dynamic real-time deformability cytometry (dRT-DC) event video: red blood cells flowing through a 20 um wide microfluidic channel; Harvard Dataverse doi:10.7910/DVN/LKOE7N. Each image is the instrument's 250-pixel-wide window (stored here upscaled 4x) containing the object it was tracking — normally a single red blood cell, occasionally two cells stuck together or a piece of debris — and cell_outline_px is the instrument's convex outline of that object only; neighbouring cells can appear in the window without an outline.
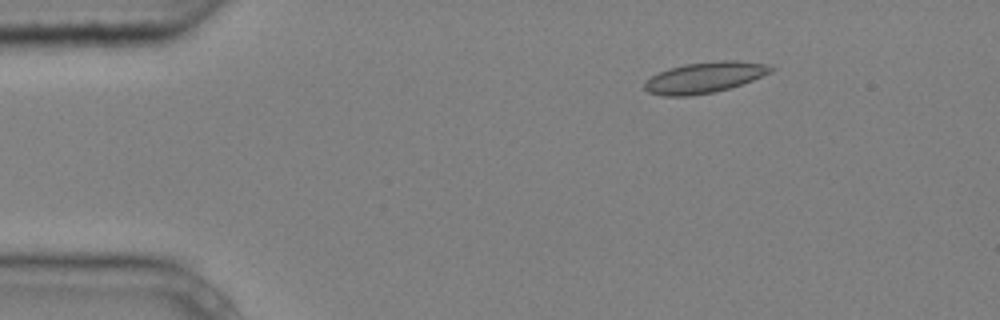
{"species": "common noctule bat (a hibernating species)", "species_latin": "Nyctalus noctula", "temperature_condition": "cold", "stored_images_in_passage": 5, "camera_frame_rate_fps": 3000, "um_per_image_px": 0.085, "animal": {"sex": "male", "body_mass_g": 20.4}, "frame": {"image": 1, "passage_image": 3, "time_ms": 0.667, "image_size_px": [1000, 320], "cell_outline_px": [[776, 68], [772, 72], [752, 80], [728, 88], [712, 92], [688, 96], [664, 96], [648, 92], [644, 88], [644, 84], [652, 76], [668, 68], [684, 64], [720, 60], [736, 60], [764, 64]], "centroid_in_image_um": [59.89, 6.57], "position_along_channel_um": 25.1, "area_um2": 22.48}}